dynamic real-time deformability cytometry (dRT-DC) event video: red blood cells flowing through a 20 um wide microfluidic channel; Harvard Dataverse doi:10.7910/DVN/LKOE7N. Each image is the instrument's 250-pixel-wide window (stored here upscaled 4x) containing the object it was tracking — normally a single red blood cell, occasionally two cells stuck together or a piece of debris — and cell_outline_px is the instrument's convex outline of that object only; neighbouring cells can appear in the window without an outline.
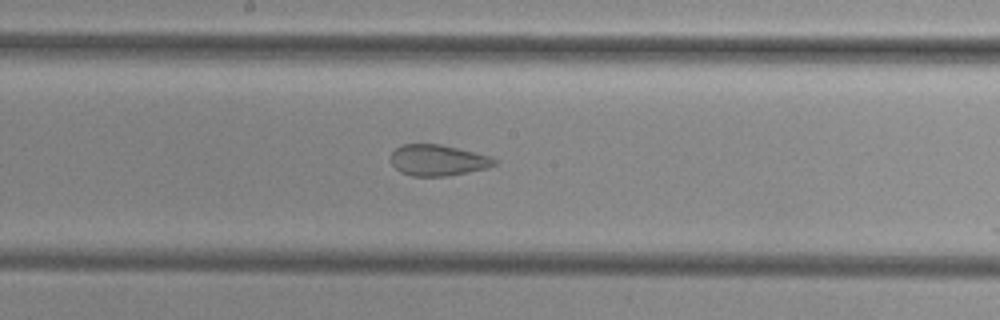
{"species": "common noctule bat (a hibernating species)", "species_latin": "Nyctalus noctula", "temperature_condition": "cold", "stored_images_in_passage": 17, "camera_frame_rate_fps": 3000, "um_per_image_px": 0.085, "animal": {"sex": "female", "body_mass_g": 29.2, "forearm_length_mm": 56.3}, "frame": {"image": 1, "passage_image": 16, "time_ms": 5.0, "image_size_px": [1000, 320], "cell_outline_px": [[496, 164], [488, 168], [448, 176], [412, 176], [400, 172], [388, 160], [392, 152], [400, 144], [440, 144], [488, 156], [496, 160]], "centroid_in_image_um": [37.15, 13.62], "position_along_channel_um": 211.0, "area_um2": 18.73}}